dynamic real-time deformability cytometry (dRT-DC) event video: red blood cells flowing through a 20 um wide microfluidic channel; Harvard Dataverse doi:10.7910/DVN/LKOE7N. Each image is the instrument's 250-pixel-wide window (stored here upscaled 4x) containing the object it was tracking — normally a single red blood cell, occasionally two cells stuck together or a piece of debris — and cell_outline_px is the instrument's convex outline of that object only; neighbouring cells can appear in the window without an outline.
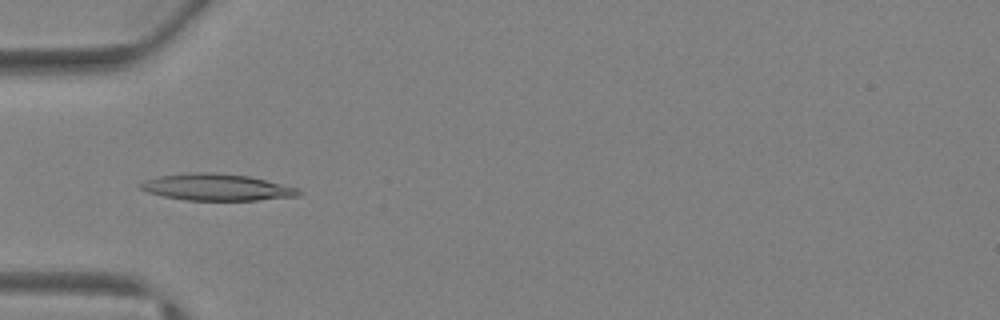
{"species": "Egyptian fruit bat (a non-hibernating species)", "species_latin": "Rousettus aegyptiacus", "temperature_condition": "warm", "stored_images_in_passage": 43, "camera_frame_rate_fps": 3000, "um_per_image_px": 0.085, "animal": {"sex": "female"}, "frame": {"image": 1, "passage_image": 15, "time_ms": 4.667, "image_size_px": [1000, 320], "cell_outline_px": [[304, 192], [300, 196], [256, 200], [184, 200], [164, 196], [148, 192], [140, 188], [136, 184], [160, 176], [196, 172], [212, 172], [248, 176], [300, 188]], "centroid_in_image_um": [18.47, 15.92], "position_along_channel_um": 66.5, "area_um2": 24.51}}
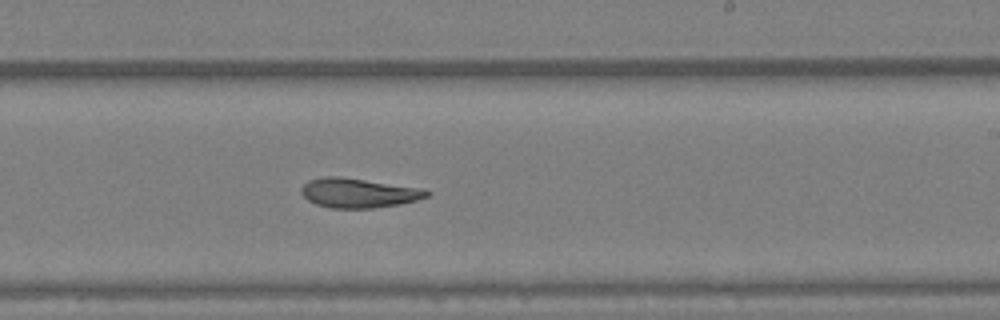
{"frame": {"image": 2, "passage_image": 27, "time_ms": 8.667, "image_size_px": [1000, 320], "cell_outline_px": [[432, 192], [428, 196], [416, 200], [400, 204], [372, 208], [332, 208], [316, 204], [308, 200], [300, 192], [300, 188], [308, 180], [324, 176], [340, 176], [424, 188]], "centroid_in_image_um": [30.48, 16.39], "position_along_channel_um": 258.5, "area_um2": 21.73}}
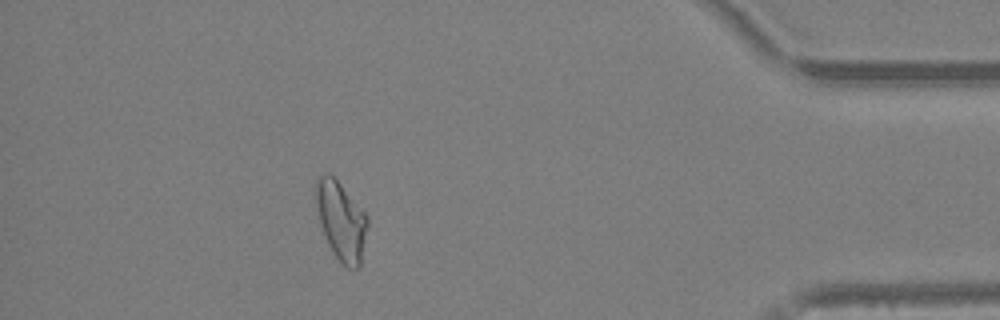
{"frame": {"image": 3, "passage_image": 39, "time_ms": 12.667, "image_size_px": [1000, 320], "cell_outline_px": [[368, 224], [360, 268], [348, 268], [336, 256], [324, 232], [312, 200], [316, 180], [324, 172], [328, 172], [340, 184], [368, 216]], "centroid_in_image_um": [28.97, 18.71], "position_along_channel_um": 406.2, "area_um2": 23.52}, "authors_computed_cell_mechanics": {"area_um2": 22.8888, "velocity_mm_per_s": 4.8322, "shape_relaxation_time_tau1_ms": 8.216, "shape_relaxation_time_tau2_ms": 1.8643, "deformation_change_tau1": 0.2616, "deformation_change_tau2": 0.1002}}